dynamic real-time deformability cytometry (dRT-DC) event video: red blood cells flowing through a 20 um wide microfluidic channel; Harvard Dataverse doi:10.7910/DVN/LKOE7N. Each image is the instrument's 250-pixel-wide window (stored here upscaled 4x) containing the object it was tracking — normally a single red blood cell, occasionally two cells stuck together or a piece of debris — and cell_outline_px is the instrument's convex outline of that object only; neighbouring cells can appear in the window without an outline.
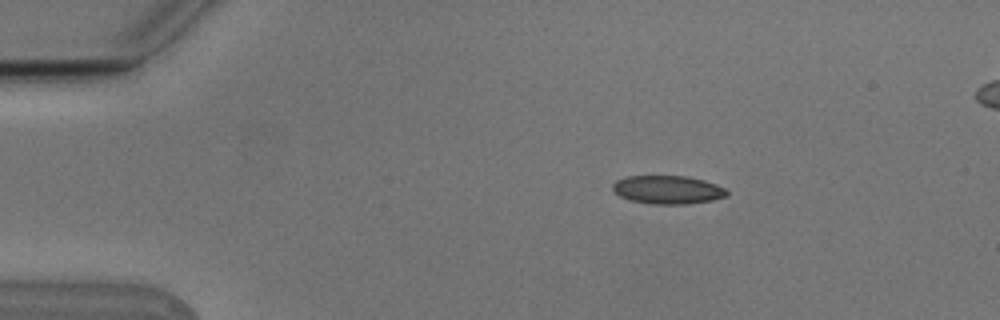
{"species": "Egyptian fruit bat (a non-hibernating species)", "species_latin": "Rousettus aegyptiacus", "temperature_condition": "cold", "stored_images_in_passage": 5, "segment_of_instrument_passage": [1, 2], "camera_frame_rate_fps": 3000, "um_per_image_px": 0.085, "animal": {"sex": "male"}, "frame": {"image": 1, "passage_image": 2, "time_ms": 0.333, "image_size_px": [1000, 320], "cell_outline_px": [[728, 196], [712, 200], [688, 204], [652, 204], [628, 200], [620, 196], [612, 188], [612, 184], [616, 180], [628, 176], [684, 176], [704, 180], [716, 184], [724, 188], [728, 192]], "centroid_in_image_um": [56.75, 16.13], "position_along_channel_um": 28.2, "area_um2": 18.9}}